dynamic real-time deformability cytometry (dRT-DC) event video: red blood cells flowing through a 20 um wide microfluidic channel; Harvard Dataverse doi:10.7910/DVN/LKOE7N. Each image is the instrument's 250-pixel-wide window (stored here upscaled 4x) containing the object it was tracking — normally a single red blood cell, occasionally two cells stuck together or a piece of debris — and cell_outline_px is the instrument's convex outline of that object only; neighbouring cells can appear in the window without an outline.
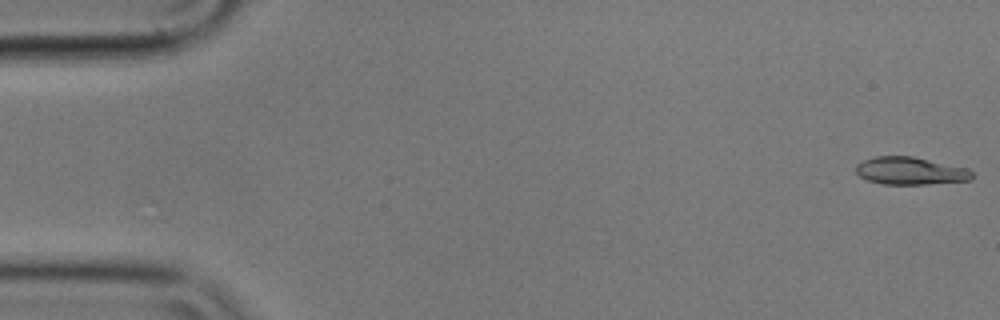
{"species": "common noctule bat (a hibernating species)", "species_latin": "Nyctalus noctula", "temperature_condition": "cold", "stored_images_in_passage": 56, "camera_frame_rate_fps": 3000, "um_per_image_px": 0.085, "animal": {"sex": "male", "body_mass_g": 17.9}, "frame": {"image": 1, "passage_image": 1, "time_ms": 0.0, "image_size_px": [1000, 320], "cell_outline_px": [[972, 180], [928, 184], [884, 184], [868, 180], [860, 176], [856, 172], [856, 164], [864, 160], [876, 156], [912, 156], [968, 168], [972, 172]], "centroid_in_image_um": [77.39, 14.52], "position_along_channel_um": 7.6, "area_um2": 18.61}}
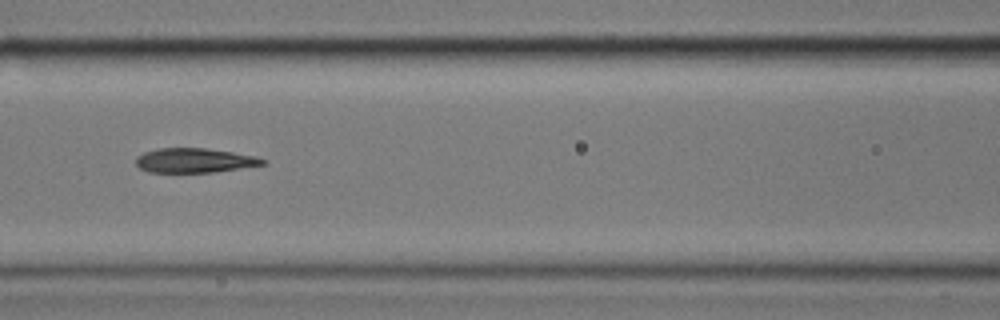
{"frame": {"image": 2, "passage_image": 24, "time_ms": 7.667, "image_size_px": [1000, 320], "cell_outline_px": [[268, 164], [212, 172], [148, 172], [140, 168], [136, 164], [136, 156], [144, 152], [160, 148], [204, 148], [232, 152], [256, 156], [264, 160]], "centroid_in_image_um": [16.52, 13.63], "position_along_channel_um": 150.1, "area_um2": 17.98}}
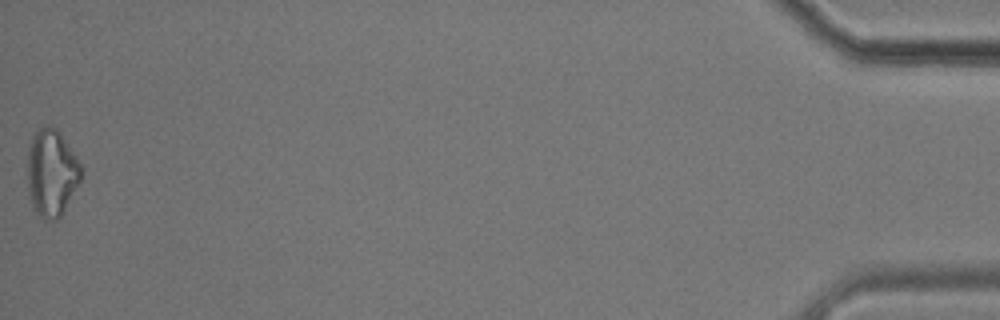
{"frame": {"image": 3, "passage_image": 56, "time_ms": 18.333, "image_size_px": [1000, 320], "cell_outline_px": [[80, 180], [60, 216], [56, 220], [44, 220], [32, 208], [28, 192], [28, 144], [32, 136], [40, 128], [48, 124], [56, 128], [60, 132], [80, 164]], "centroid_in_image_um": [4.34, 14.68], "position_along_channel_um": 430.9, "area_um2": 26.93}, "authors_computed_cell_mechanics": {"area_um2": 19.1896, "velocity_mm_per_s": 3.5384, "shape_relaxation_time_tau1_ms": 4.3377, "shape_relaxation_time_tau2_ms": 4.3072, "deformation_change_tau1": 0.1309, "deformation_change_tau2": 0.1317}}